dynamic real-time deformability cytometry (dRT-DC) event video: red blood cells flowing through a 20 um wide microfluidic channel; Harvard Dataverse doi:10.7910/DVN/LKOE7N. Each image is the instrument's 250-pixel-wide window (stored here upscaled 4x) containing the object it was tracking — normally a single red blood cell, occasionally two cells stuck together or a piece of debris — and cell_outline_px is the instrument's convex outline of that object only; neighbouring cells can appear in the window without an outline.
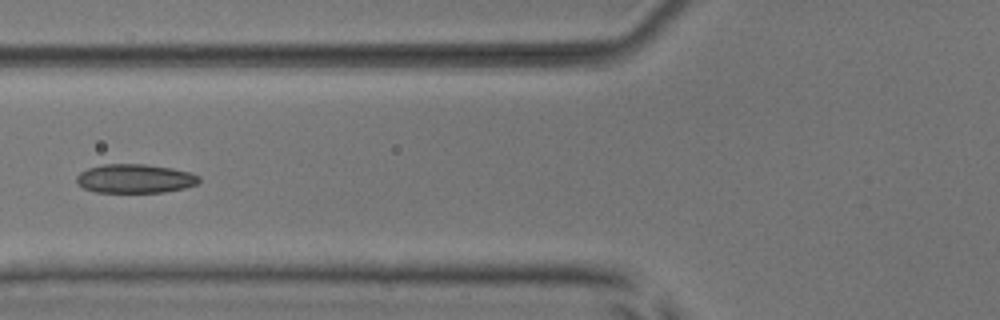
{"species": "common noctule bat (a hibernating species)", "species_latin": "Nyctalus noctula", "temperature_condition": "room temperature", "stored_images_in_passage": 9, "camera_frame_rate_fps": 3000, "um_per_image_px": 0.085, "animal": {"sex": "male", "body_mass_g": 17.9, "forearm_length_mm": 54.2}, "frame": {"image": 1, "passage_image": 7, "time_ms": 7.0, "image_size_px": [1000, 320], "cell_outline_px": [[200, 180], [196, 184], [184, 188], [164, 192], [96, 192], [84, 188], [76, 184], [76, 176], [80, 172], [88, 168], [104, 164], [144, 164], [172, 168], [188, 172], [200, 176]], "centroid_in_image_um": [11.44, 15.18], "position_along_channel_um": 114.4, "area_um2": 20.63}}
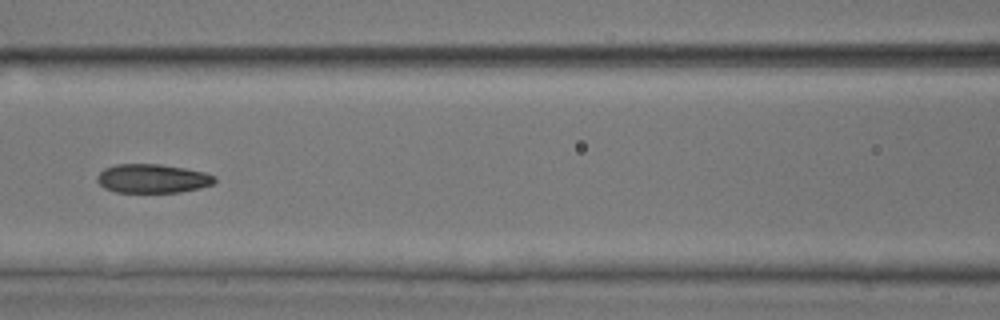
{"frame": {"image": 2, "passage_image": 8, "time_ms": 8.0, "image_size_px": [1000, 320], "cell_outline_px": [[216, 180], [212, 184], [200, 188], [180, 192], [116, 192], [104, 188], [96, 180], [96, 176], [104, 168], [116, 164], [160, 164], [184, 168], [204, 172], [216, 176]], "centroid_in_image_um": [12.95, 15.17], "position_along_channel_um": 153.7, "area_um2": 19.83}}